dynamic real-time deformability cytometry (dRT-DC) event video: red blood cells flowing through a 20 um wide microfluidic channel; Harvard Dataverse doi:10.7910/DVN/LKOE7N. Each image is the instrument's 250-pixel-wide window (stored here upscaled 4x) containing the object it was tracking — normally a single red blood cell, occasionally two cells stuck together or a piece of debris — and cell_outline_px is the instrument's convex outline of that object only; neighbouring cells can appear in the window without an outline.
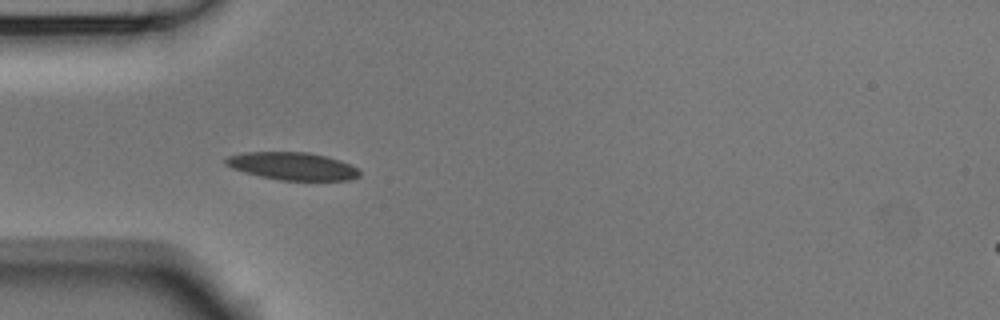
{"species": "Egyptian fruit bat (a non-hibernating species)", "species_latin": "Rousettus aegyptiacus", "temperature_condition": "room temperature", "stored_images_in_passage": 11, "camera_frame_rate_fps": 3000, "um_per_image_px": 0.085, "animal": {"sex": "male"}, "frame": {"image": 1, "passage_image": 5, "time_ms": 1.333, "image_size_px": [1000, 320], "cell_outline_px": [[360, 176], [348, 180], [280, 180], [260, 176], [244, 172], [232, 168], [224, 164], [224, 160], [228, 156], [244, 152], [308, 152], [340, 160], [356, 168], [360, 172]], "centroid_in_image_um": [24.82, 14.12], "position_along_channel_um": 60.2, "area_um2": 21.44}}
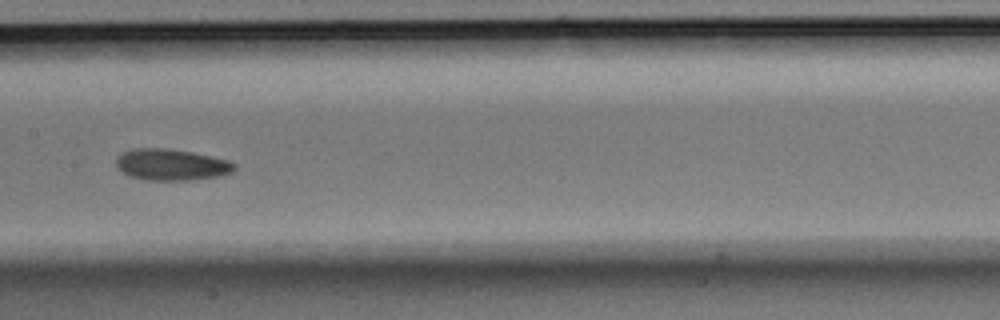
{"frame": {"image": 2, "passage_image": 8, "time_ms": 2.333, "image_size_px": [1000, 320], "cell_outline_px": [[236, 164], [232, 172], [220, 176], [188, 180], [148, 180], [128, 176], [116, 168], [116, 160], [124, 152], [136, 148], [164, 148], [192, 152], [228, 160]], "centroid_in_image_um": [14.55, 14.0], "position_along_channel_um": 192.8, "area_um2": 21.5}}
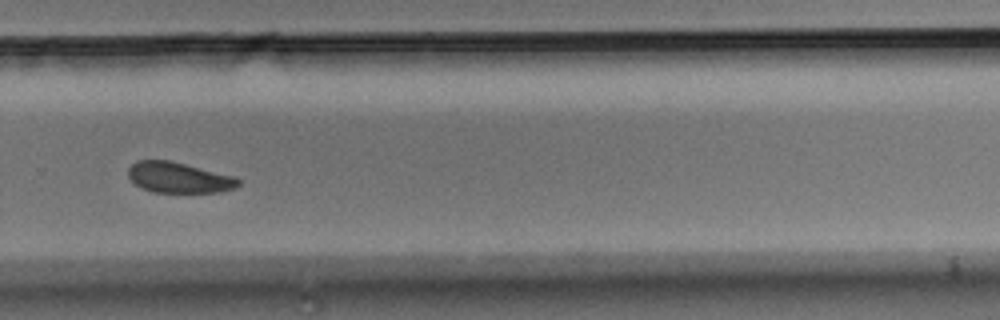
{"frame": {"image": 3, "passage_image": 11, "time_ms": 3.333, "image_size_px": [1000, 320], "cell_outline_px": [[240, 184], [236, 188], [220, 192], [152, 192], [140, 188], [128, 176], [128, 168], [136, 160], [168, 160], [236, 176], [240, 180]], "centroid_in_image_um": [15.21, 15.1], "position_along_channel_um": 314.6, "area_um2": 19.77}}